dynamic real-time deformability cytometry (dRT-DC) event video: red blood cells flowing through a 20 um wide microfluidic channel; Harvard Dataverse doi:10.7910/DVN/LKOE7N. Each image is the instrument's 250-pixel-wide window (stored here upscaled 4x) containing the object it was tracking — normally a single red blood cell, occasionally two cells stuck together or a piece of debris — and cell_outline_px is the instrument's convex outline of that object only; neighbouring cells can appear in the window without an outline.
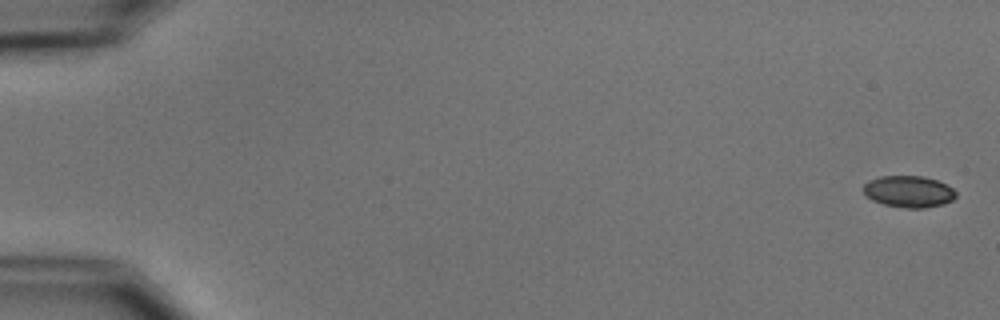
{"species": "common noctule bat (a hibernating species)", "species_latin": "Nyctalus noctula", "temperature_condition": "cold", "stored_images_in_passage": 6, "camera_frame_rate_fps": 3000, "um_per_image_px": 0.085, "animal": {"sex": "male", "body_mass_g": 15.6}, "frame": {"image": 1, "passage_image": 1, "time_ms": 0.0, "image_size_px": [1000, 320], "cell_outline_px": [[956, 196], [952, 200], [944, 204], [924, 208], [908, 208], [884, 204], [872, 200], [864, 192], [864, 184], [868, 180], [880, 176], [924, 176], [936, 180], [952, 188], [956, 192]], "centroid_in_image_um": [77.24, 16.28], "position_along_channel_um": 7.8, "area_um2": 16.94}}
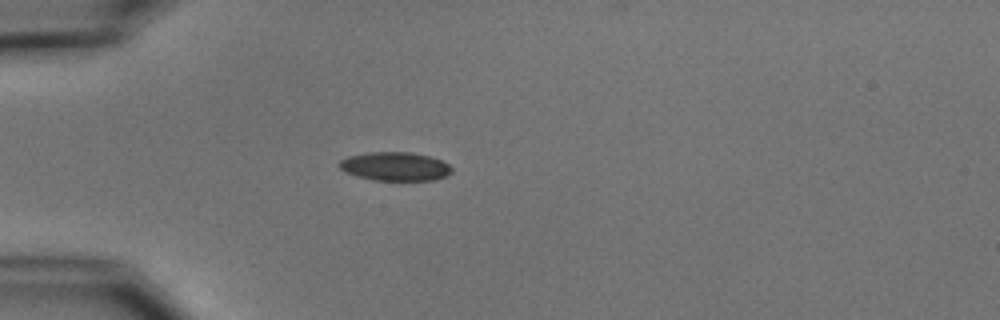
{"frame": {"image": 2, "passage_image": 5, "time_ms": 5.0, "image_size_px": [1000, 320], "cell_outline_px": [[452, 172], [448, 176], [436, 180], [376, 180], [356, 176], [340, 168], [336, 164], [340, 160], [348, 156], [368, 152], [412, 152], [428, 156], [440, 160], [448, 164], [452, 168]], "centroid_in_image_um": [33.59, 14.14], "position_along_channel_um": 51.4, "area_um2": 18.84}}